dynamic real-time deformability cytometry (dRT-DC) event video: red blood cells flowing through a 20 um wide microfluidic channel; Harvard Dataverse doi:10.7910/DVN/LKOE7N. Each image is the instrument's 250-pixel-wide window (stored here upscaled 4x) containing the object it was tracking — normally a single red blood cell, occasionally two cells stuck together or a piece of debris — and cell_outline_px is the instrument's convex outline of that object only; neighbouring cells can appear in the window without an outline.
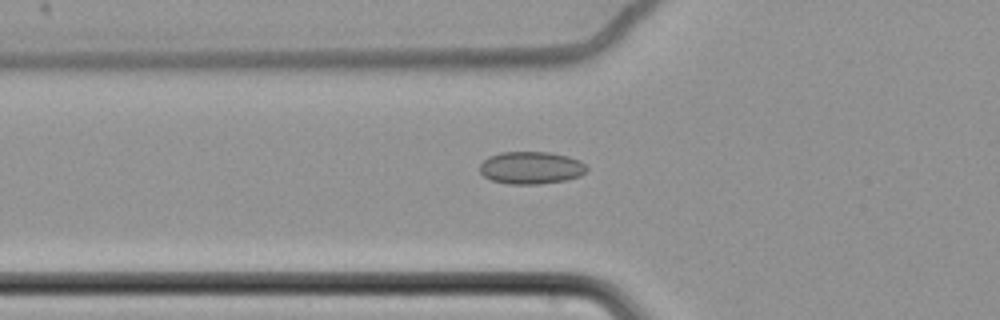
{"species": "common noctule bat (a hibernating species)", "species_latin": "Nyctalus noctula", "temperature_condition": "cold", "stored_images_in_passage": 63, "camera_frame_rate_fps": 3000, "um_per_image_px": 0.085, "animal": {"sex": "female", "body_mass_g": 22.7, "forearm_length_mm": 54.2}, "frame": {"image": 1, "passage_image": 25, "time_ms": 8.0, "image_size_px": [1000, 320], "cell_outline_px": [[588, 168], [580, 176], [564, 180], [540, 184], [508, 184], [492, 180], [484, 176], [480, 172], [480, 164], [488, 156], [500, 152], [548, 152], [568, 156], [580, 160]], "centroid_in_image_um": [45.12, 14.25], "position_along_channel_um": 80.7, "area_um2": 20.23}}
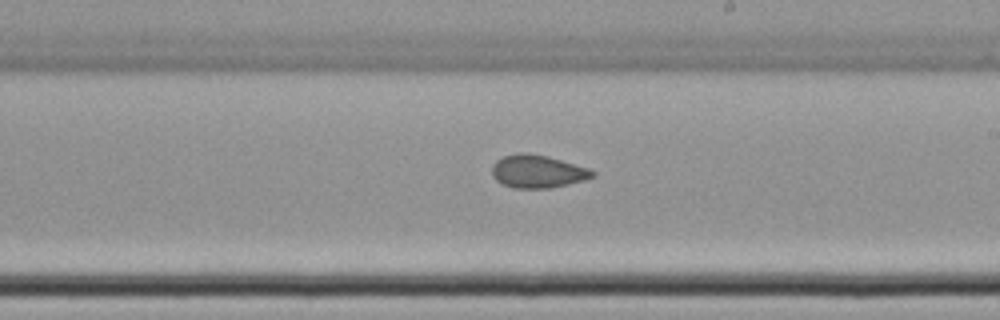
{"frame": {"image": 2, "passage_image": 39, "time_ms": 12.667, "image_size_px": [1000, 320], "cell_outline_px": [[596, 176], [584, 180], [552, 188], [512, 188], [496, 180], [492, 176], [492, 164], [496, 160], [504, 156], [520, 152], [528, 152], [548, 156], [588, 168], [596, 172]], "centroid_in_image_um": [45.69, 14.57], "position_along_channel_um": 243.3, "area_um2": 19.42}}
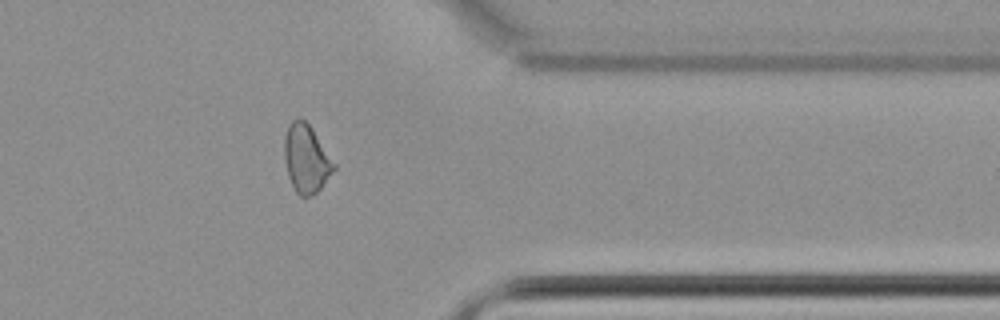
{"frame": {"image": 3, "passage_image": 52, "time_ms": 17.0, "image_size_px": [1000, 320], "cell_outline_px": [[336, 168], [320, 188], [312, 196], [300, 196], [296, 192], [288, 176], [284, 160], [284, 136], [288, 124], [292, 120], [304, 120], [312, 128], [336, 164]], "centroid_in_image_um": [26.02, 13.49], "position_along_channel_um": 385.4, "area_um2": 19.59}, "authors_computed_cell_mechanics": {"area_um2": 20.23, "velocity_mm_per_s": 3.4915, "shape_relaxation_time_tau1_ms": null, "shape_relaxation_time_tau2_ms": 3.0013, "deformation_change_tau1": null, "deformation_change_tau2": 0.0599}}